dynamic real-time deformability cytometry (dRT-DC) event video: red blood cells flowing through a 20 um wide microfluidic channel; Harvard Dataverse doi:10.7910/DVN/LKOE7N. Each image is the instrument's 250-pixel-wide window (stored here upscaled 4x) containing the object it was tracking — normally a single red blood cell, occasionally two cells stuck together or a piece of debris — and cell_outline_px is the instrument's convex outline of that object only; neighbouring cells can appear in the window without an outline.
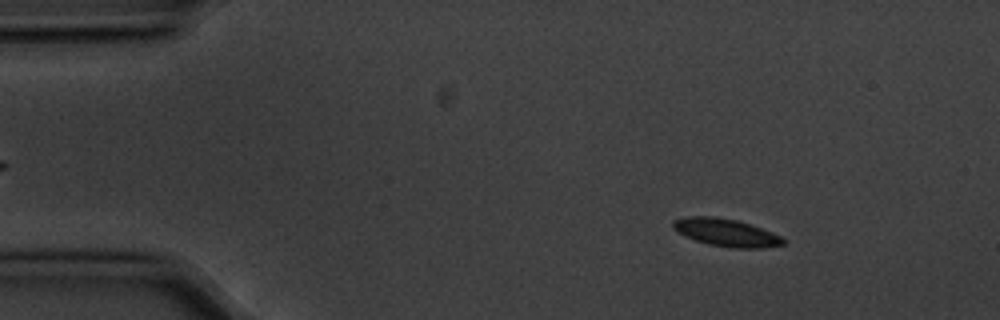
{"species": "common noctule bat (a hibernating species)", "species_latin": "Nyctalus noctula", "temperature_condition": "cold", "stored_images_in_passage": 5, "camera_frame_rate_fps": 3000, "um_per_image_px": 0.085, "animal": {"sex": "male", "body_mass_g": 20.1, "forearm_length_mm": 53.5}, "frame": {"image": 1, "passage_image": 2, "time_ms": 0.333, "image_size_px": [1000, 320], "cell_outline_px": [[784, 244], [764, 248], [732, 248], [708, 244], [684, 236], [672, 228], [672, 220], [688, 216], [716, 216], [736, 220], [772, 232], [780, 236], [784, 240]], "centroid_in_image_um": [61.67, 19.76], "position_along_channel_um": 23.3, "area_um2": 17.69}}
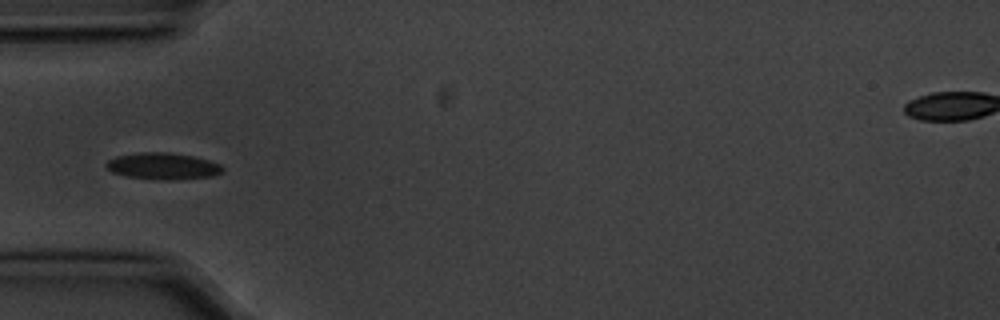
{"frame": {"image": 2, "passage_image": 5, "time_ms": 1.333, "image_size_px": [1000, 320], "cell_outline_px": [[224, 172], [212, 176], [176, 180], [156, 180], [124, 176], [112, 172], [104, 164], [108, 160], [116, 156], [140, 152], [168, 152], [192, 156], [208, 160], [220, 164], [224, 168]], "centroid_in_image_um": [13.84, 14.13], "position_along_channel_um": 71.2, "area_um2": 18.26}}